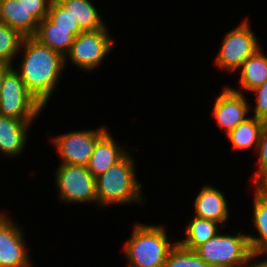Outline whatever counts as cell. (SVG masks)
Listing matches in <instances>:
<instances>
[{
    "label": "cell",
    "mask_w": 267,
    "mask_h": 267,
    "mask_svg": "<svg viewBox=\"0 0 267 267\" xmlns=\"http://www.w3.org/2000/svg\"><path fill=\"white\" fill-rule=\"evenodd\" d=\"M18 53H23L21 54L23 57L19 66H16L19 68L15 66L13 68L20 75L27 90L47 107L67 67L65 57L42 45L32 36L24 37Z\"/></svg>",
    "instance_id": "1"
},
{
    "label": "cell",
    "mask_w": 267,
    "mask_h": 267,
    "mask_svg": "<svg viewBox=\"0 0 267 267\" xmlns=\"http://www.w3.org/2000/svg\"><path fill=\"white\" fill-rule=\"evenodd\" d=\"M130 154L132 153L129 149L119 161L96 177L97 205L101 209L113 205L146 203L142 192L143 185L136 175L135 157Z\"/></svg>",
    "instance_id": "2"
},
{
    "label": "cell",
    "mask_w": 267,
    "mask_h": 267,
    "mask_svg": "<svg viewBox=\"0 0 267 267\" xmlns=\"http://www.w3.org/2000/svg\"><path fill=\"white\" fill-rule=\"evenodd\" d=\"M132 229L121 252L126 267H164L169 252L178 243L169 240L165 226L138 222Z\"/></svg>",
    "instance_id": "3"
},
{
    "label": "cell",
    "mask_w": 267,
    "mask_h": 267,
    "mask_svg": "<svg viewBox=\"0 0 267 267\" xmlns=\"http://www.w3.org/2000/svg\"><path fill=\"white\" fill-rule=\"evenodd\" d=\"M194 251L210 267H251L252 251L247 233L229 235L219 231Z\"/></svg>",
    "instance_id": "4"
},
{
    "label": "cell",
    "mask_w": 267,
    "mask_h": 267,
    "mask_svg": "<svg viewBox=\"0 0 267 267\" xmlns=\"http://www.w3.org/2000/svg\"><path fill=\"white\" fill-rule=\"evenodd\" d=\"M249 22L248 18L243 19L223 37L221 47L214 59V64L219 71L236 73L241 65L260 48L261 45Z\"/></svg>",
    "instance_id": "5"
},
{
    "label": "cell",
    "mask_w": 267,
    "mask_h": 267,
    "mask_svg": "<svg viewBox=\"0 0 267 267\" xmlns=\"http://www.w3.org/2000/svg\"><path fill=\"white\" fill-rule=\"evenodd\" d=\"M109 28L104 27L99 30L82 31L78 34L65 55V66L68 61L81 69L83 72L99 68L103 60L108 57L114 49V38L110 36Z\"/></svg>",
    "instance_id": "6"
},
{
    "label": "cell",
    "mask_w": 267,
    "mask_h": 267,
    "mask_svg": "<svg viewBox=\"0 0 267 267\" xmlns=\"http://www.w3.org/2000/svg\"><path fill=\"white\" fill-rule=\"evenodd\" d=\"M54 173L60 203L97 205L96 178L87 166L59 164Z\"/></svg>",
    "instance_id": "7"
},
{
    "label": "cell",
    "mask_w": 267,
    "mask_h": 267,
    "mask_svg": "<svg viewBox=\"0 0 267 267\" xmlns=\"http://www.w3.org/2000/svg\"><path fill=\"white\" fill-rule=\"evenodd\" d=\"M44 109L12 68L6 74L0 91V115L18 120H36Z\"/></svg>",
    "instance_id": "8"
},
{
    "label": "cell",
    "mask_w": 267,
    "mask_h": 267,
    "mask_svg": "<svg viewBox=\"0 0 267 267\" xmlns=\"http://www.w3.org/2000/svg\"><path fill=\"white\" fill-rule=\"evenodd\" d=\"M107 130V126L103 125L97 129L76 130L47 137L51 138L53 147L62 160L60 164L87 166L97 140Z\"/></svg>",
    "instance_id": "9"
},
{
    "label": "cell",
    "mask_w": 267,
    "mask_h": 267,
    "mask_svg": "<svg viewBox=\"0 0 267 267\" xmlns=\"http://www.w3.org/2000/svg\"><path fill=\"white\" fill-rule=\"evenodd\" d=\"M22 228L0 211V267H33Z\"/></svg>",
    "instance_id": "10"
},
{
    "label": "cell",
    "mask_w": 267,
    "mask_h": 267,
    "mask_svg": "<svg viewBox=\"0 0 267 267\" xmlns=\"http://www.w3.org/2000/svg\"><path fill=\"white\" fill-rule=\"evenodd\" d=\"M245 94L231 90L228 86L222 89V93L215 97L212 117L216 121L219 130L228 134L241 122L250 116L251 104Z\"/></svg>",
    "instance_id": "11"
},
{
    "label": "cell",
    "mask_w": 267,
    "mask_h": 267,
    "mask_svg": "<svg viewBox=\"0 0 267 267\" xmlns=\"http://www.w3.org/2000/svg\"><path fill=\"white\" fill-rule=\"evenodd\" d=\"M199 190L193 202V216L215 221L225 228L230 210L223 191L209 184H204Z\"/></svg>",
    "instance_id": "12"
},
{
    "label": "cell",
    "mask_w": 267,
    "mask_h": 267,
    "mask_svg": "<svg viewBox=\"0 0 267 267\" xmlns=\"http://www.w3.org/2000/svg\"><path fill=\"white\" fill-rule=\"evenodd\" d=\"M34 120H18L0 115V153L5 157L16 158L22 155L27 146L28 134ZM31 126V127H30Z\"/></svg>",
    "instance_id": "13"
},
{
    "label": "cell",
    "mask_w": 267,
    "mask_h": 267,
    "mask_svg": "<svg viewBox=\"0 0 267 267\" xmlns=\"http://www.w3.org/2000/svg\"><path fill=\"white\" fill-rule=\"evenodd\" d=\"M107 130L96 142L87 169L96 178L119 161L129 150Z\"/></svg>",
    "instance_id": "14"
},
{
    "label": "cell",
    "mask_w": 267,
    "mask_h": 267,
    "mask_svg": "<svg viewBox=\"0 0 267 267\" xmlns=\"http://www.w3.org/2000/svg\"><path fill=\"white\" fill-rule=\"evenodd\" d=\"M0 22L18 30L24 37L33 36L39 24L18 0H0Z\"/></svg>",
    "instance_id": "15"
},
{
    "label": "cell",
    "mask_w": 267,
    "mask_h": 267,
    "mask_svg": "<svg viewBox=\"0 0 267 267\" xmlns=\"http://www.w3.org/2000/svg\"><path fill=\"white\" fill-rule=\"evenodd\" d=\"M236 72L240 73V87L238 89L229 85L228 87L241 94H245V91L250 93L267 79V54L259 48Z\"/></svg>",
    "instance_id": "16"
},
{
    "label": "cell",
    "mask_w": 267,
    "mask_h": 267,
    "mask_svg": "<svg viewBox=\"0 0 267 267\" xmlns=\"http://www.w3.org/2000/svg\"><path fill=\"white\" fill-rule=\"evenodd\" d=\"M253 198V217L251 221L258 236L248 235V241L252 252L267 249V186H255Z\"/></svg>",
    "instance_id": "17"
},
{
    "label": "cell",
    "mask_w": 267,
    "mask_h": 267,
    "mask_svg": "<svg viewBox=\"0 0 267 267\" xmlns=\"http://www.w3.org/2000/svg\"><path fill=\"white\" fill-rule=\"evenodd\" d=\"M32 37L65 57L76 36L71 33V29L58 28L45 17L39 22L36 33Z\"/></svg>",
    "instance_id": "18"
},
{
    "label": "cell",
    "mask_w": 267,
    "mask_h": 267,
    "mask_svg": "<svg viewBox=\"0 0 267 267\" xmlns=\"http://www.w3.org/2000/svg\"><path fill=\"white\" fill-rule=\"evenodd\" d=\"M77 21L82 31H92L104 28L105 21L101 18L99 9L91 0H57Z\"/></svg>",
    "instance_id": "19"
},
{
    "label": "cell",
    "mask_w": 267,
    "mask_h": 267,
    "mask_svg": "<svg viewBox=\"0 0 267 267\" xmlns=\"http://www.w3.org/2000/svg\"><path fill=\"white\" fill-rule=\"evenodd\" d=\"M264 121L249 116L244 122H241L236 128L231 130L226 137L231 143L232 148L238 151L251 150L256 153Z\"/></svg>",
    "instance_id": "20"
},
{
    "label": "cell",
    "mask_w": 267,
    "mask_h": 267,
    "mask_svg": "<svg viewBox=\"0 0 267 267\" xmlns=\"http://www.w3.org/2000/svg\"><path fill=\"white\" fill-rule=\"evenodd\" d=\"M185 226V237L181 240H177V242L189 250H195L198 246L214 237L219 231H223L219 223L195 216L190 218Z\"/></svg>",
    "instance_id": "21"
},
{
    "label": "cell",
    "mask_w": 267,
    "mask_h": 267,
    "mask_svg": "<svg viewBox=\"0 0 267 267\" xmlns=\"http://www.w3.org/2000/svg\"><path fill=\"white\" fill-rule=\"evenodd\" d=\"M24 36L16 29L0 22V61L13 65L19 55Z\"/></svg>",
    "instance_id": "22"
},
{
    "label": "cell",
    "mask_w": 267,
    "mask_h": 267,
    "mask_svg": "<svg viewBox=\"0 0 267 267\" xmlns=\"http://www.w3.org/2000/svg\"><path fill=\"white\" fill-rule=\"evenodd\" d=\"M164 267H210L194 250L177 243L169 252Z\"/></svg>",
    "instance_id": "23"
},
{
    "label": "cell",
    "mask_w": 267,
    "mask_h": 267,
    "mask_svg": "<svg viewBox=\"0 0 267 267\" xmlns=\"http://www.w3.org/2000/svg\"><path fill=\"white\" fill-rule=\"evenodd\" d=\"M47 18L57 25L58 28L71 29V33L75 36L82 32L77 21L73 19L67 9H65L57 0H52L49 12L47 13Z\"/></svg>",
    "instance_id": "24"
},
{
    "label": "cell",
    "mask_w": 267,
    "mask_h": 267,
    "mask_svg": "<svg viewBox=\"0 0 267 267\" xmlns=\"http://www.w3.org/2000/svg\"><path fill=\"white\" fill-rule=\"evenodd\" d=\"M258 153V167L256 173L253 174L252 182L255 186H267V121L264 123L261 138L256 150Z\"/></svg>",
    "instance_id": "25"
},
{
    "label": "cell",
    "mask_w": 267,
    "mask_h": 267,
    "mask_svg": "<svg viewBox=\"0 0 267 267\" xmlns=\"http://www.w3.org/2000/svg\"><path fill=\"white\" fill-rule=\"evenodd\" d=\"M251 93H254V98L256 101V106L251 107L250 110L254 112L253 117L257 119L267 121V79L263 84L254 88Z\"/></svg>",
    "instance_id": "26"
},
{
    "label": "cell",
    "mask_w": 267,
    "mask_h": 267,
    "mask_svg": "<svg viewBox=\"0 0 267 267\" xmlns=\"http://www.w3.org/2000/svg\"><path fill=\"white\" fill-rule=\"evenodd\" d=\"M40 22L47 17L52 0H18Z\"/></svg>",
    "instance_id": "27"
},
{
    "label": "cell",
    "mask_w": 267,
    "mask_h": 267,
    "mask_svg": "<svg viewBox=\"0 0 267 267\" xmlns=\"http://www.w3.org/2000/svg\"><path fill=\"white\" fill-rule=\"evenodd\" d=\"M263 256H266V258L263 260H260V258L261 257L263 258ZM251 267H267V249L252 252Z\"/></svg>",
    "instance_id": "28"
},
{
    "label": "cell",
    "mask_w": 267,
    "mask_h": 267,
    "mask_svg": "<svg viewBox=\"0 0 267 267\" xmlns=\"http://www.w3.org/2000/svg\"><path fill=\"white\" fill-rule=\"evenodd\" d=\"M14 65L7 64L0 61V91L5 79L6 74L13 68Z\"/></svg>",
    "instance_id": "29"
}]
</instances>
